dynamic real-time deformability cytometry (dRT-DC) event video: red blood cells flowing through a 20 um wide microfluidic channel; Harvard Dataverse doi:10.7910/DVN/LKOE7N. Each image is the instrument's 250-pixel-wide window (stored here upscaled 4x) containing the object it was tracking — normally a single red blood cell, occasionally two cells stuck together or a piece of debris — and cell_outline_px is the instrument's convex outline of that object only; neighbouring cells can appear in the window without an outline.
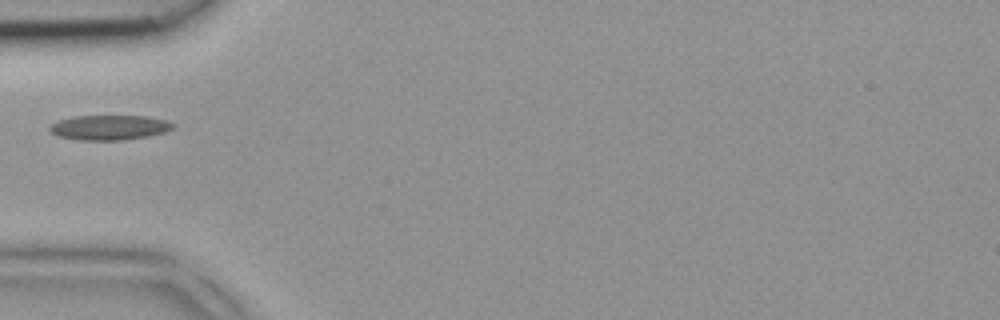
{"species": "common noctule bat (a hibernating species)", "species_latin": "Nyctalus noctula", "temperature_condition": "room temperature", "stored_images_in_passage": 5, "segment_of_instrument_passage": [2, 2], "camera_frame_rate_fps": 3000, "um_per_image_px": 0.085, "animal": {"sex": "female", "body_mass_g": 18.4}, "frame": {"image": 1, "passage_image": 5, "time_ms": 1.333, "image_size_px": [1000, 320], "cell_outline_px": [[176, 124], [172, 128], [164, 132], [148, 136], [124, 140], [80, 140], [56, 136], [48, 128], [52, 124], [60, 120], [76, 116], [148, 116], [164, 120]], "centroid_in_image_um": [9.3, 10.84], "position_along_channel_um": 75.7, "area_um2": 17.74}}